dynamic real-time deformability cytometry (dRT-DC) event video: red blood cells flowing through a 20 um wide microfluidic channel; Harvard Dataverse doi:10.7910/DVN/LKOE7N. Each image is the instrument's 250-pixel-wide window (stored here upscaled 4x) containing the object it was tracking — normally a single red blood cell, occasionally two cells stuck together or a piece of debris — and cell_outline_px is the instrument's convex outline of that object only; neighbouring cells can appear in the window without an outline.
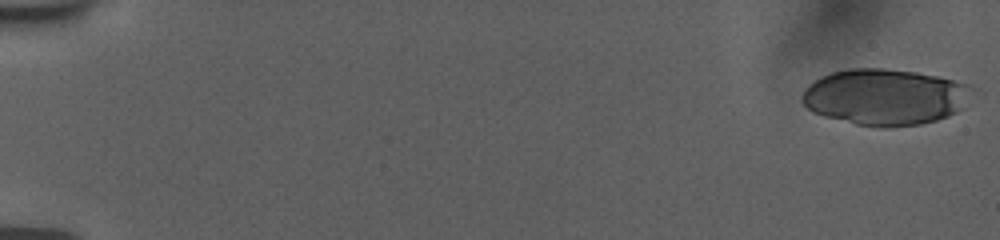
{"species": "human", "species_latin": "Homo sapiens", "temperature_condition": "room temperature", "stored_images_in_passage": 55, "camera_frame_rate_fps": 3000, "um_per_image_px": 0.085, "donor": {"sex": "female"}, "frame": {"image": 1, "passage_image": 1, "time_ms": 0.0, "image_size_px": [1000, 240], "cell_outline_px": [[972, 88], [956, 112], [948, 116], [936, 120], [920, 124], [892, 128], [876, 128], [856, 124], [824, 116], [812, 112], [804, 104], [804, 92], [816, 80], [832, 72], [852, 68], [880, 68], [916, 72], [936, 76], [968, 84]], "centroid_in_image_um": [75.21, 8.26], "position_along_channel_um": 9.8, "area_um2": 54.85}}
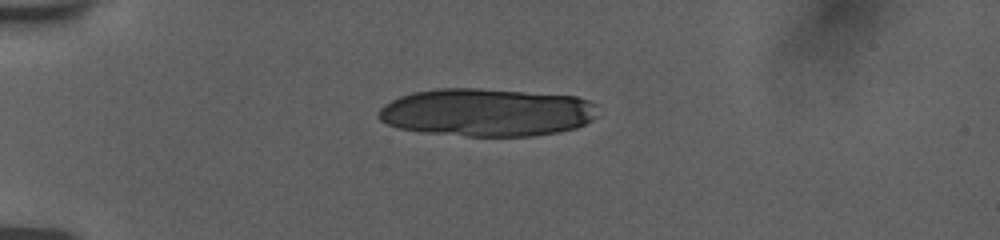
{"frame": {"image": 2, "passage_image": 15, "time_ms": 4.667, "image_size_px": [1000, 240], "cell_outline_px": [[596, 104], [592, 120], [576, 128], [560, 132], [532, 136], [468, 136], [424, 132], [400, 128], [388, 124], [380, 120], [380, 108], [384, 104], [400, 96], [412, 92], [440, 88], [480, 88], [576, 96], [588, 100]], "centroid_in_image_um": [41.38, 9.55], "position_along_channel_um": 43.6, "area_um2": 61.09}}
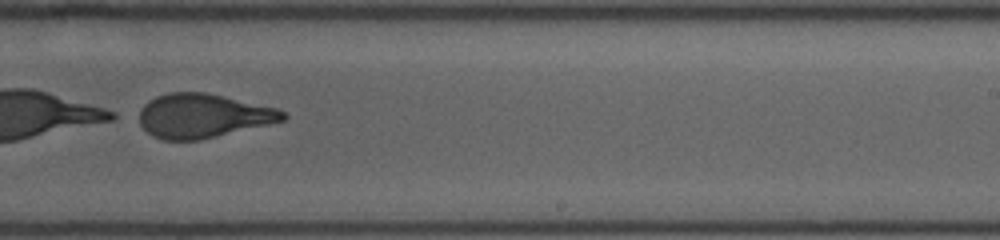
{"frame": {"image": 3, "passage_image": 37, "time_ms": 12.0, "image_size_px": [1000, 240], "cell_outline_px": [[288, 116], [284, 120], [268, 124], [200, 140], [164, 140], [152, 136], [140, 124], [140, 108], [148, 100], [156, 96], [168, 92], [204, 92], [276, 108], [284, 112]], "centroid_in_image_um": [17.21, 9.84], "position_along_channel_um": 271.8, "area_um2": 36.59}}